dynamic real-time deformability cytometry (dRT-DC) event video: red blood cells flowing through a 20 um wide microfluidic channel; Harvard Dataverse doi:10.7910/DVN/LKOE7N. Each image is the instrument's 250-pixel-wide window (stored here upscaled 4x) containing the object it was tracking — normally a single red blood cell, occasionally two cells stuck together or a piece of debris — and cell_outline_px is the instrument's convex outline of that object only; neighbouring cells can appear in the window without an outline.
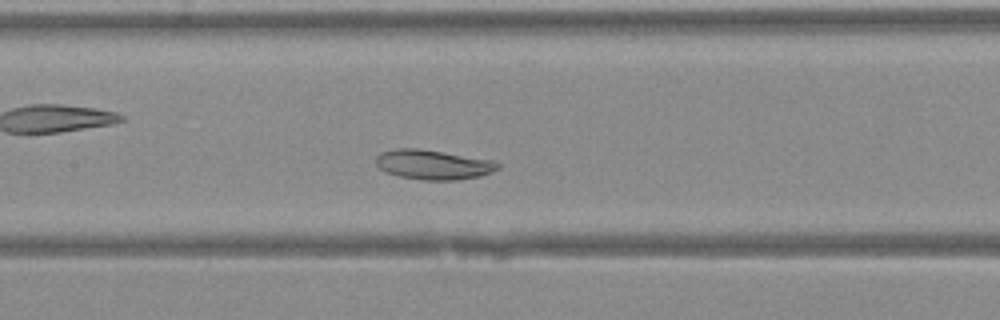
{"species": "Egyptian fruit bat (a non-hibernating species)", "species_latin": "Rousettus aegyptiacus", "temperature_condition": "warm", "stored_images_in_passage": 37, "camera_frame_rate_fps": 3000, "um_per_image_px": 0.085, "animal": {"sex": "female"}, "frame": {"image": 1, "passage_image": 15, "time_ms": 4.667, "image_size_px": [1000, 320], "cell_outline_px": [[500, 168], [492, 172], [480, 176], [460, 180], [424, 180], [400, 176], [384, 172], [376, 164], [376, 156], [380, 152], [396, 148], [416, 148], [496, 160], [500, 164]], "centroid_in_image_um": [36.85, 13.99], "position_along_channel_um": 170.6, "area_um2": 21.27}}
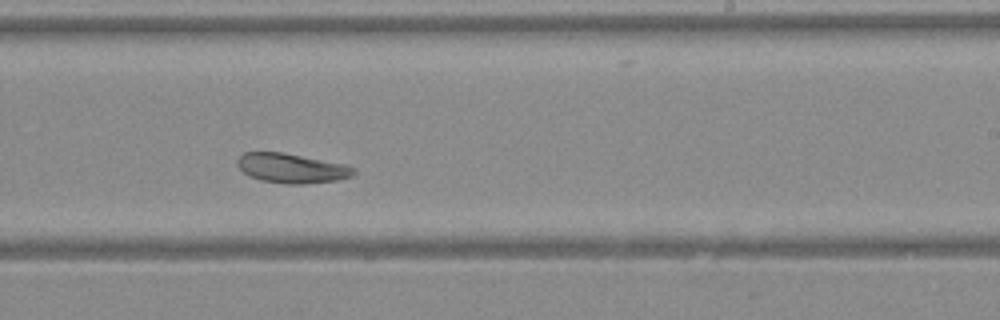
{"frame": {"image": 2, "passage_image": 21, "time_ms": 6.667, "image_size_px": [1000, 320], "cell_outline_px": [[356, 172], [352, 176], [336, 180], [304, 184], [284, 184], [260, 180], [248, 176], [236, 164], [236, 160], [244, 152], [280, 152], [348, 164], [356, 168]], "centroid_in_image_um": [24.81, 14.3], "position_along_channel_um": 264.2, "area_um2": 20.23}}
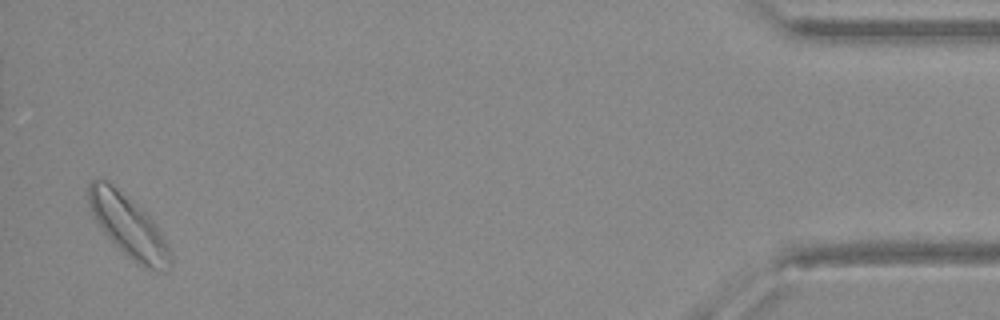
{"frame": {"image": 3, "passage_image": 36, "time_ms": 11.667, "image_size_px": [1000, 320], "cell_outline_px": [[172, 268], [168, 272], [156, 272], [140, 264], [128, 256], [100, 228], [92, 216], [88, 200], [88, 184], [92, 180], [108, 180], [144, 212], [152, 220], [160, 232], [172, 252]], "centroid_in_image_um": [10.94, 19.26], "position_along_channel_um": 424.3, "area_um2": 29.13}}